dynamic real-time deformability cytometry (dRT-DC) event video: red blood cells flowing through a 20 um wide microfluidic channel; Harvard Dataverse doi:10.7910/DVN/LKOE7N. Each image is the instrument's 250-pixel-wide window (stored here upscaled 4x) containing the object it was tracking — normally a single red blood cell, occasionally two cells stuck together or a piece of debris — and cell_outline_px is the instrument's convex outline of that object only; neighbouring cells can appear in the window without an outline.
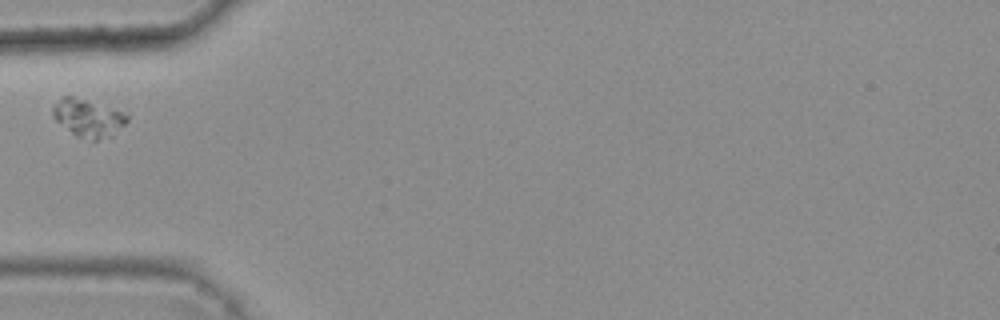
{"species": "common noctule bat (a hibernating species)", "species_latin": "Nyctalus noctula", "temperature_condition": "warm", "stored_images_in_passage": 6, "camera_frame_rate_fps": 3000, "um_per_image_px": 0.085, "animal": {"sex": "female", "body_mass_g": 25.1}, "frame": {"image": 1, "passage_image": 1, "time_ms": 0.0, "image_size_px": [1000, 320], "cell_outline_px": [[128, 120], [112, 136], [96, 140], [92, 140], [76, 136], [56, 120], [52, 116], [52, 104], [64, 96], [72, 96], [120, 112], [128, 116]], "centroid_in_image_um": [7.43, 10.04], "position_along_channel_um": 77.6, "area_um2": 15.78}}
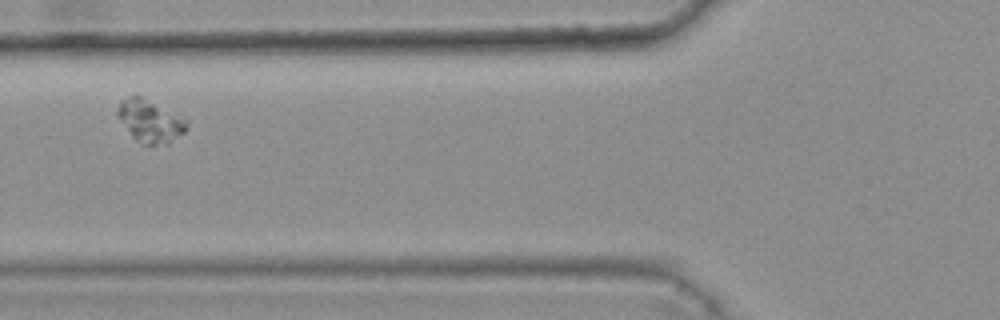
{"frame": {"image": 2, "passage_image": 2, "time_ms": 0.333, "image_size_px": [1000, 320], "cell_outline_px": [[188, 128], [184, 132], [168, 144], [144, 144], [136, 140], [132, 136], [116, 112], [116, 108], [120, 100], [132, 96], [140, 96], [188, 120]], "centroid_in_image_um": [12.77, 10.29], "position_along_channel_um": 113.0, "area_um2": 16.7}}
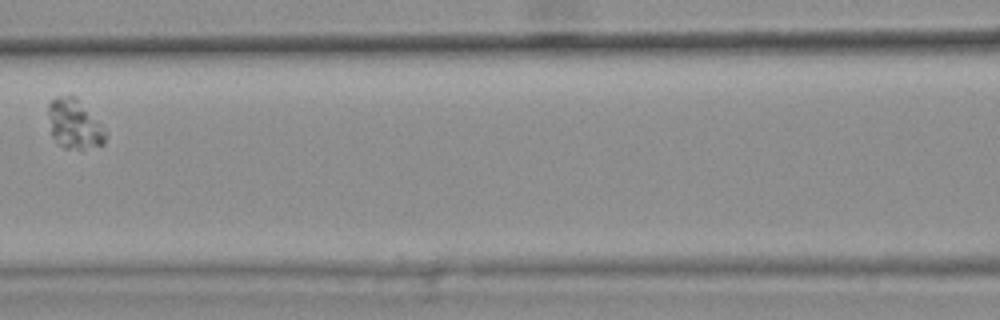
{"frame": {"image": 3, "passage_image": 3, "time_ms": 0.667, "image_size_px": [1000, 320], "cell_outline_px": [[108, 132], [104, 144], [80, 152], [64, 148], [52, 136], [48, 112], [48, 104], [56, 96], [76, 96]], "centroid_in_image_um": [6.35, 10.59], "position_along_channel_um": 160.2, "area_um2": 16.88}}